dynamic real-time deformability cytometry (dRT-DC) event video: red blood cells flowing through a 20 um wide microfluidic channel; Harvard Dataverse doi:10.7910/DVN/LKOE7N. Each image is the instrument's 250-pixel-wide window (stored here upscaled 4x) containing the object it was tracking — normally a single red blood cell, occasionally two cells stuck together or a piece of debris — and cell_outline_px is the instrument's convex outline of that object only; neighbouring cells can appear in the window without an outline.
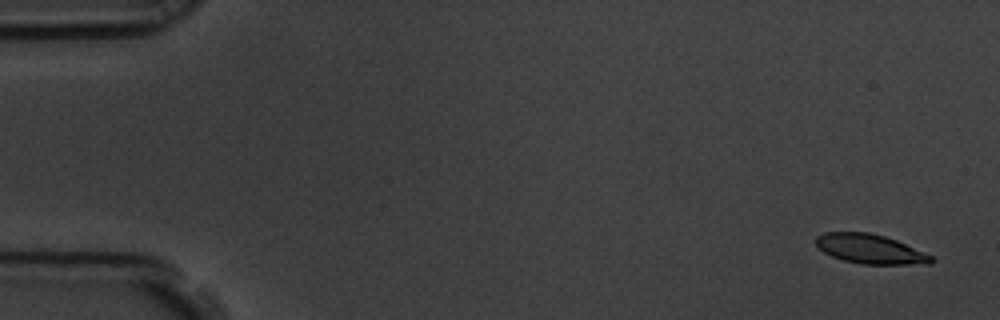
{"species": "common noctule bat (a hibernating species)", "species_latin": "Nyctalus noctula", "temperature_condition": "room temperature", "stored_images_in_passage": 15, "camera_frame_rate_fps": 3000, "um_per_image_px": 0.085, "animal": {"sex": "male", "body_mass_g": 19.5, "forearm_length_mm": 54.6}, "frame": {"image": 1, "passage_image": 1, "time_ms": 0.0, "image_size_px": [1000, 320], "cell_outline_px": [[936, 260], [932, 264], [860, 264], [844, 260], [832, 256], [824, 252], [816, 244], [816, 236], [824, 232], [868, 232], [884, 236], [896, 240], [932, 256]], "centroid_in_image_um": [73.97, 21.17], "position_along_channel_um": 11.0, "area_um2": 19.65}}
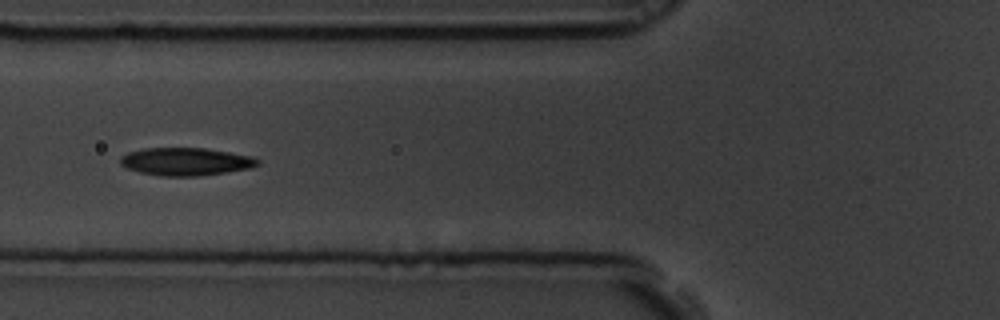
{"frame": {"image": 2, "passage_image": 6, "time_ms": 1.667, "image_size_px": [1000, 320], "cell_outline_px": [[260, 164], [252, 168], [228, 172], [196, 176], [160, 176], [140, 172], [128, 168], [120, 164], [120, 156], [128, 152], [144, 148], [204, 148], [252, 156], [260, 160]], "centroid_in_image_um": [15.81, 13.73], "position_along_channel_um": 110.0, "area_um2": 22.31}}
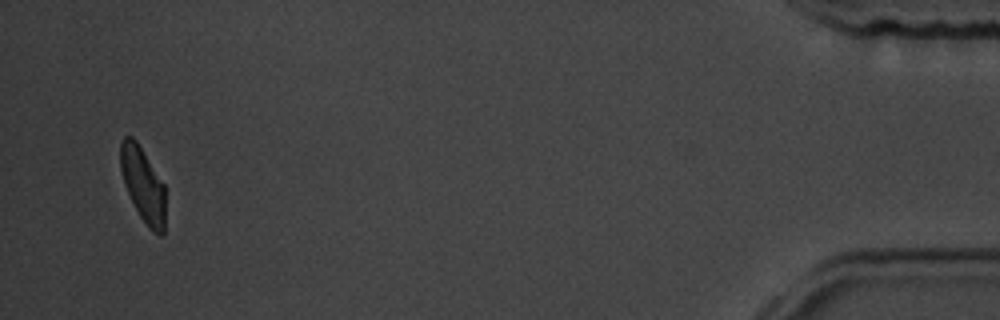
{"frame": {"image": 3, "passage_image": 15, "time_ms": 4.667, "image_size_px": [1000, 320], "cell_outline_px": [[164, 232], [160, 236], [152, 232], [148, 228], [140, 216], [124, 184], [120, 168], [120, 140], [124, 136], [132, 136], [136, 140], [164, 184]], "centroid_in_image_um": [12.14, 15.68], "position_along_channel_um": 423.1, "area_um2": 19.36}}